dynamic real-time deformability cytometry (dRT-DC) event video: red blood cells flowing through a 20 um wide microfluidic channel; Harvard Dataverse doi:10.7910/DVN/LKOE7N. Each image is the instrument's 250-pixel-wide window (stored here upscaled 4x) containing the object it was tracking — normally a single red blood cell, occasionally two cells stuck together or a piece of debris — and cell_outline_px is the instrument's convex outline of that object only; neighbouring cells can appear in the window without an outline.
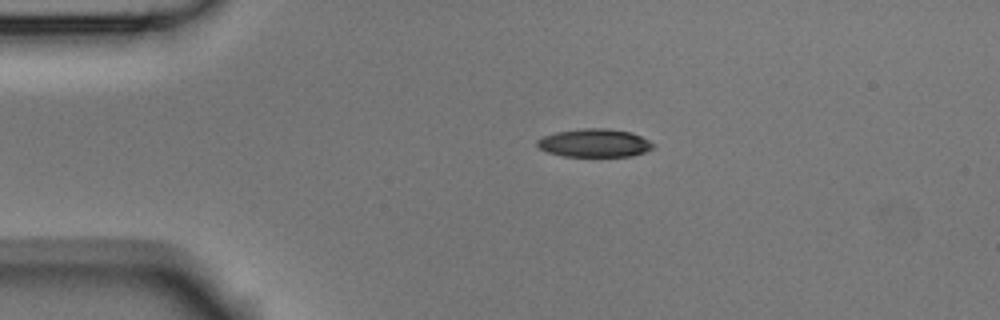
{"species": "Egyptian fruit bat (a non-hibernating species)", "species_latin": "Rousettus aegyptiacus", "temperature_condition": "room temperature", "stored_images_in_passage": 2, "camera_frame_rate_fps": 3000, "um_per_image_px": 0.085, "animal": {"sex": "male"}, "frame": {"image": 1, "passage_image": 1, "time_ms": 0.0, "image_size_px": [1000, 320], "cell_outline_px": [[656, 144], [652, 148], [644, 152], [632, 156], [564, 156], [548, 152], [540, 148], [536, 144], [536, 140], [544, 136], [556, 132], [584, 128], [608, 128], [632, 132]], "centroid_in_image_um": [50.55, 12.15], "position_along_channel_um": 34.5, "area_um2": 19.02}}